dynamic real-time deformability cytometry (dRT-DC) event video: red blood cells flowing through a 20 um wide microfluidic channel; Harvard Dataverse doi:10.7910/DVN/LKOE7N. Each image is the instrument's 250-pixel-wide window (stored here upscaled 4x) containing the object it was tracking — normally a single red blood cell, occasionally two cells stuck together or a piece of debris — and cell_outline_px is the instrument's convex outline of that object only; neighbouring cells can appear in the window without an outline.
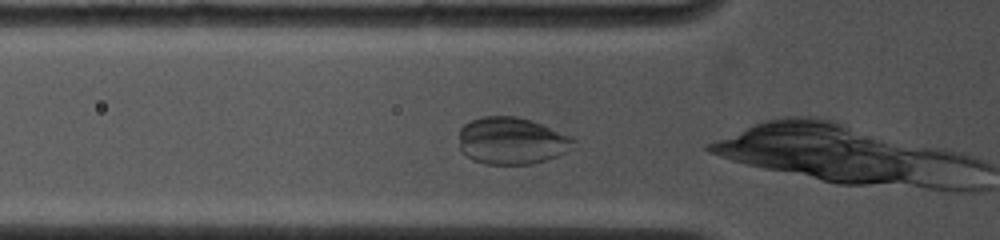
{"species": "common noctule bat (a hibernating species)", "species_latin": "Nyctalus noctula", "temperature_condition": "cold", "stored_images_in_passage": 4, "camera_frame_rate_fps": 4500, "um_per_image_px": 0.085, "animal": {"sex": "female", "body_mass_g": 19.0, "forearm_length_mm": 53.3}, "frame": {"image": 1, "passage_image": 2, "time_ms": 0.444, "image_size_px": [1000, 240], "cell_outline_px": [[576, 140], [564, 152], [548, 160], [528, 164], [488, 164], [472, 160], [460, 152], [460, 128], [464, 124], [472, 120], [484, 116], [516, 116], [532, 120], [572, 136]], "centroid_in_image_um": [43.46, 11.96], "position_along_channel_um": 82.3, "area_um2": 31.39}}